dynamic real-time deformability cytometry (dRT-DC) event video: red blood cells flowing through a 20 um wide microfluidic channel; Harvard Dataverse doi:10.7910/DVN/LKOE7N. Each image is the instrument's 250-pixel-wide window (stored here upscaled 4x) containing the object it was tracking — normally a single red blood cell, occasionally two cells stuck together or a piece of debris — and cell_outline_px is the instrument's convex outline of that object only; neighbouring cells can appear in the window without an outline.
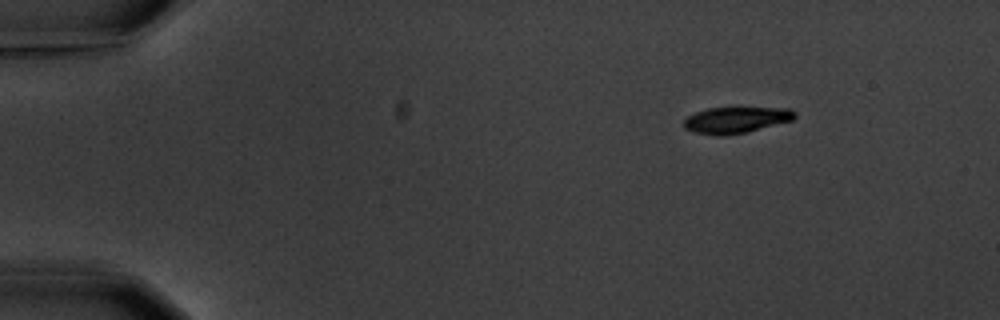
{"species": "common noctule bat (a hibernating species)", "species_latin": "Nyctalus noctula", "temperature_condition": "warm", "stored_images_in_passage": 4, "camera_frame_rate_fps": 3000, "um_per_image_px": 0.085, "animal": {"sex": "male", "body_mass_g": 20.1, "forearm_length_mm": 53.5}, "frame": {"image": 1, "passage_image": 1, "time_ms": 0.0, "image_size_px": [1000, 320], "cell_outline_px": [[796, 116], [792, 120], [748, 132], [724, 136], [716, 136], [692, 132], [684, 128], [684, 120], [688, 116], [696, 112], [708, 108], [792, 108], [796, 112]], "centroid_in_image_um": [62.56, 10.21], "position_along_channel_um": 22.4, "area_um2": 17.05}}
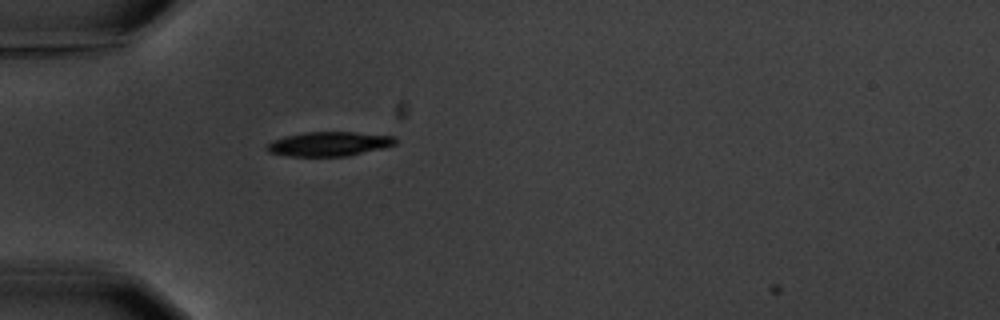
{"frame": {"image": 2, "passage_image": 4, "time_ms": 3.333, "image_size_px": [1000, 320], "cell_outline_px": [[396, 144], [348, 156], [288, 156], [268, 152], [264, 148], [268, 144], [284, 136], [308, 132], [352, 132], [396, 136]], "centroid_in_image_um": [27.96, 12.23], "position_along_channel_um": 57.0, "area_um2": 18.03}}